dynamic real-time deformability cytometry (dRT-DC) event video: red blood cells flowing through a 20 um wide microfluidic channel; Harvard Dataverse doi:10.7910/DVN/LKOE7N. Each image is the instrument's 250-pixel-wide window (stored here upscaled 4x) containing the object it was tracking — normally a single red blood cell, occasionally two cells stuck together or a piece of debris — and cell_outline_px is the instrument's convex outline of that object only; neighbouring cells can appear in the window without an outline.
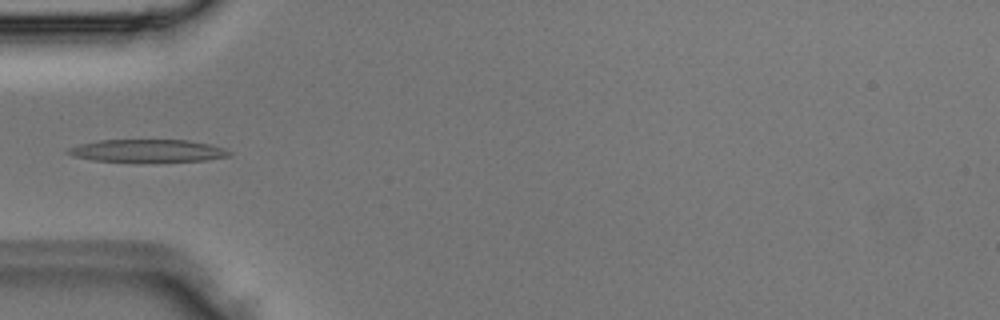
{"species": "Egyptian fruit bat (a non-hibernating species)", "species_latin": "Rousettus aegyptiacus", "temperature_condition": "room temperature", "stored_images_in_passage": 4, "camera_frame_rate_fps": 3000, "um_per_image_px": 0.085, "animal": {"sex": "male"}, "frame": {"image": 1, "passage_image": 4, "time_ms": 1.0, "image_size_px": [1000, 320], "cell_outline_px": [[232, 156], [208, 160], [92, 160], [72, 156], [64, 152], [68, 148], [76, 144], [96, 140], [188, 140], [212, 144], [224, 148], [232, 152]], "centroid_in_image_um": [12.53, 12.78], "position_along_channel_um": 72.5, "area_um2": 20.92}}